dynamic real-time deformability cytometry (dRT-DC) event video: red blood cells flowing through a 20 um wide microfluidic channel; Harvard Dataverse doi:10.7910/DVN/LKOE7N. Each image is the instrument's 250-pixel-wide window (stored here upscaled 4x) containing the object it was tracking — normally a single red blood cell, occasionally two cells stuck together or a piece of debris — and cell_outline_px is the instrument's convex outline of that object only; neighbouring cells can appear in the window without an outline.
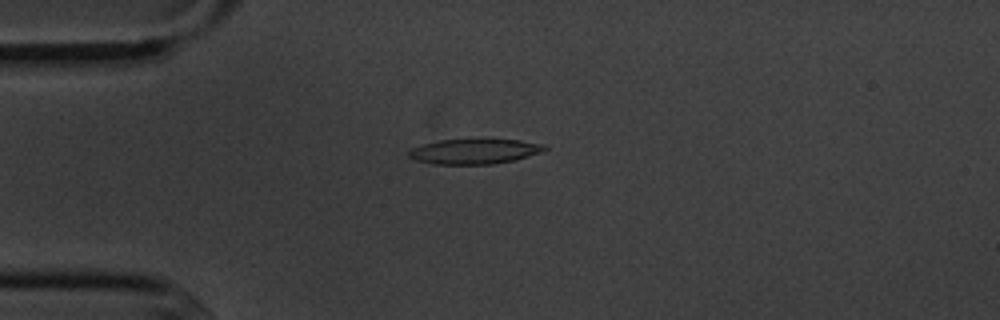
{"species": "common noctule bat (a hibernating species)", "species_latin": "Nyctalus noctula", "temperature_condition": "cold", "stored_images_in_passage": 2, "camera_frame_rate_fps": 3000, "um_per_image_px": 0.085, "animal": {"sex": "male", "body_mass_g": 20.1, "forearm_length_mm": 53.5}, "frame": {"image": 1, "passage_image": 2, "time_ms": 1.0, "image_size_px": [1000, 320], "cell_outline_px": [[548, 148], [540, 152], [528, 156], [512, 160], [492, 164], [432, 164], [416, 160], [408, 156], [408, 152], [412, 148], [424, 144], [440, 140], [520, 140], [544, 144]], "centroid_in_image_um": [40.31, 12.87], "position_along_channel_um": 44.7, "area_um2": 19.48}}